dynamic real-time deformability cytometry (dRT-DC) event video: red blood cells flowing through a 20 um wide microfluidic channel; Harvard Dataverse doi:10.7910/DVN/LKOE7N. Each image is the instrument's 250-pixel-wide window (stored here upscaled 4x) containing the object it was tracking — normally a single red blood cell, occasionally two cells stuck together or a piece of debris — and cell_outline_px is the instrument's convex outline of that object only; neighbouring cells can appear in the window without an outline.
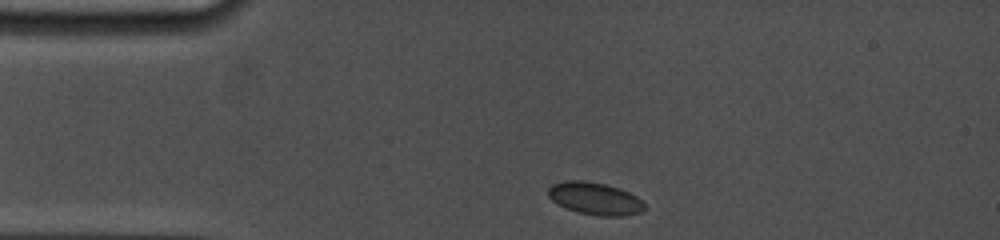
{"species": "common noctule bat (a hibernating species)", "species_latin": "Nyctalus noctula", "temperature_condition": "cold", "stored_images_in_passage": 7, "camera_frame_rate_fps": 5000, "um_per_image_px": 0.085, "animal": {"sex": "female", "body_mass_g": 19.0, "forearm_length_mm": 53.3}, "frame": {"image": 1, "passage_image": 1, "time_ms": 0.0, "image_size_px": [1000, 240], "cell_outline_px": [[644, 212], [624, 216], [600, 216], [576, 212], [552, 200], [548, 196], [548, 188], [552, 184], [564, 180], [584, 180], [604, 184], [620, 188], [636, 196], [644, 204]], "centroid_in_image_um": [50.58, 16.87], "position_along_channel_um": 34.4, "area_um2": 18.21}}
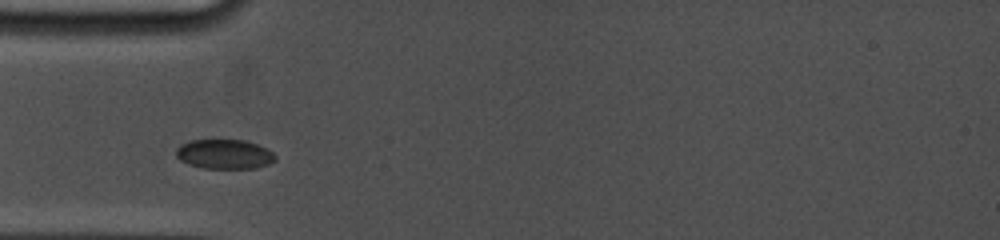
{"frame": {"image": 2, "passage_image": 4, "time_ms": 1.8, "image_size_px": [1000, 240], "cell_outline_px": [[276, 160], [268, 164], [256, 168], [204, 168], [188, 164], [180, 160], [176, 156], [176, 148], [180, 144], [188, 140], [244, 140], [256, 144], [272, 152], [276, 156]], "centroid_in_image_um": [19.04, 13.1], "position_along_channel_um": 66.0, "area_um2": 17.05}}
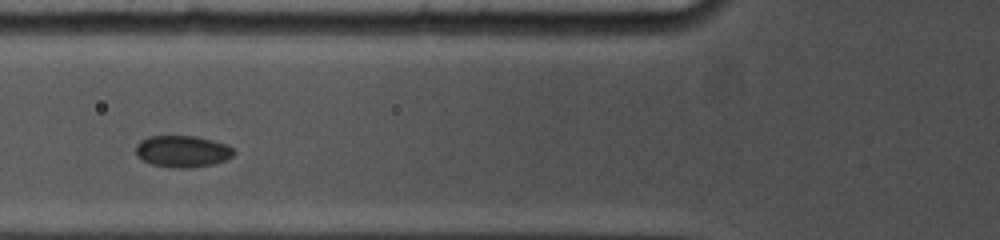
{"frame": {"image": 3, "passage_image": 6, "time_ms": 3.0, "image_size_px": [1000, 240], "cell_outline_px": [[236, 152], [232, 156], [224, 160], [212, 164], [192, 168], [172, 168], [152, 164], [144, 160], [136, 152], [136, 144], [140, 140], [148, 136], [196, 136], [212, 140], [224, 144], [232, 148]], "centroid_in_image_um": [15.5, 12.86], "position_along_channel_um": 110.3, "area_um2": 17.98}}